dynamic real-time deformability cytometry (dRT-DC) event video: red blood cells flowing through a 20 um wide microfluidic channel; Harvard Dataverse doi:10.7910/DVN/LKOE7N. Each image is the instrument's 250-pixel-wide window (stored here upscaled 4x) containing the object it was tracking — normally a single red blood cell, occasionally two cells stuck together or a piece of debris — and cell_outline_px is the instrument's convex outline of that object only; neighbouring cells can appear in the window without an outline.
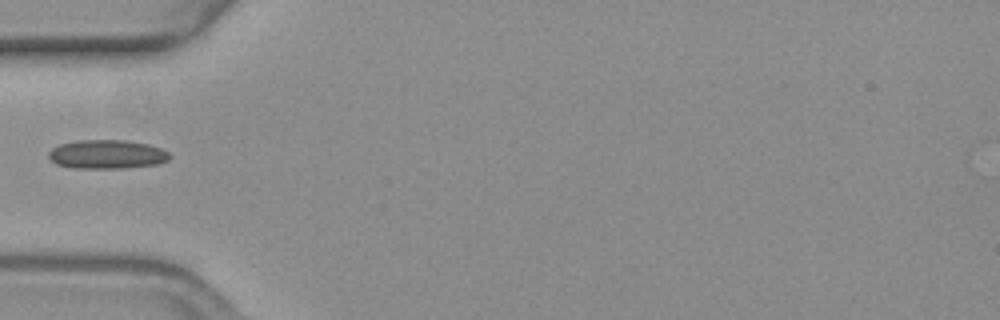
{"species": "common noctule bat (a hibernating species)", "species_latin": "Nyctalus noctula", "temperature_condition": "warm", "stored_images_in_passage": 31, "camera_frame_rate_fps": 3000, "um_per_image_px": 0.085, "animal": {"sex": "female", "body_mass_g": 19.3, "forearm_length_mm": 54.1}, "frame": {"image": 1, "passage_image": 1, "time_ms": 0.0, "image_size_px": [1000, 320], "cell_outline_px": [[172, 156], [168, 160], [156, 164], [124, 168], [76, 168], [56, 164], [48, 156], [48, 152], [52, 148], [60, 144], [76, 140], [124, 140], [148, 144], [160, 148], [168, 152]], "centroid_in_image_um": [9.09, 13.11], "position_along_channel_um": 75.9, "area_um2": 20.35}}